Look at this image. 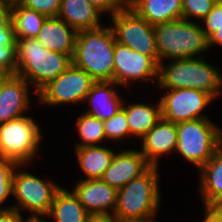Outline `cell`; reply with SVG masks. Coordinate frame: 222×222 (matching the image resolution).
<instances>
[{"mask_svg": "<svg viewBox=\"0 0 222 222\" xmlns=\"http://www.w3.org/2000/svg\"><path fill=\"white\" fill-rule=\"evenodd\" d=\"M17 73L37 93L72 63V57L46 49L36 38H16Z\"/></svg>", "mask_w": 222, "mask_h": 222, "instance_id": "6da1fadb", "label": "cell"}, {"mask_svg": "<svg viewBox=\"0 0 222 222\" xmlns=\"http://www.w3.org/2000/svg\"><path fill=\"white\" fill-rule=\"evenodd\" d=\"M196 22L181 18L154 26L159 63L169 59L203 57L201 54L210 50L202 23Z\"/></svg>", "mask_w": 222, "mask_h": 222, "instance_id": "277c9868", "label": "cell"}, {"mask_svg": "<svg viewBox=\"0 0 222 222\" xmlns=\"http://www.w3.org/2000/svg\"><path fill=\"white\" fill-rule=\"evenodd\" d=\"M162 90L167 91L160 99L162 118L173 123L209 118L202 112L215 98L207 92L186 88Z\"/></svg>", "mask_w": 222, "mask_h": 222, "instance_id": "8fae6325", "label": "cell"}, {"mask_svg": "<svg viewBox=\"0 0 222 222\" xmlns=\"http://www.w3.org/2000/svg\"><path fill=\"white\" fill-rule=\"evenodd\" d=\"M12 8L0 0V28L8 27L12 23Z\"/></svg>", "mask_w": 222, "mask_h": 222, "instance_id": "d590c367", "label": "cell"}, {"mask_svg": "<svg viewBox=\"0 0 222 222\" xmlns=\"http://www.w3.org/2000/svg\"><path fill=\"white\" fill-rule=\"evenodd\" d=\"M202 220H203L202 222H213L205 214H204V219Z\"/></svg>", "mask_w": 222, "mask_h": 222, "instance_id": "ee69618b", "label": "cell"}, {"mask_svg": "<svg viewBox=\"0 0 222 222\" xmlns=\"http://www.w3.org/2000/svg\"><path fill=\"white\" fill-rule=\"evenodd\" d=\"M12 74L0 69V90L2 89L3 84Z\"/></svg>", "mask_w": 222, "mask_h": 222, "instance_id": "60d3db41", "label": "cell"}, {"mask_svg": "<svg viewBox=\"0 0 222 222\" xmlns=\"http://www.w3.org/2000/svg\"><path fill=\"white\" fill-rule=\"evenodd\" d=\"M115 41L110 25L77 32L73 64L96 82L114 81Z\"/></svg>", "mask_w": 222, "mask_h": 222, "instance_id": "3957f363", "label": "cell"}, {"mask_svg": "<svg viewBox=\"0 0 222 222\" xmlns=\"http://www.w3.org/2000/svg\"><path fill=\"white\" fill-rule=\"evenodd\" d=\"M202 30L209 39L220 27H222V2H216L207 16L201 20Z\"/></svg>", "mask_w": 222, "mask_h": 222, "instance_id": "4dcf8cb0", "label": "cell"}, {"mask_svg": "<svg viewBox=\"0 0 222 222\" xmlns=\"http://www.w3.org/2000/svg\"><path fill=\"white\" fill-rule=\"evenodd\" d=\"M117 222H154V219H146V220H118Z\"/></svg>", "mask_w": 222, "mask_h": 222, "instance_id": "7bdbcfd3", "label": "cell"}, {"mask_svg": "<svg viewBox=\"0 0 222 222\" xmlns=\"http://www.w3.org/2000/svg\"><path fill=\"white\" fill-rule=\"evenodd\" d=\"M103 128L106 139L120 141L130 136L129 125L125 110L120 108L119 111L110 119L103 121Z\"/></svg>", "mask_w": 222, "mask_h": 222, "instance_id": "4316f807", "label": "cell"}, {"mask_svg": "<svg viewBox=\"0 0 222 222\" xmlns=\"http://www.w3.org/2000/svg\"><path fill=\"white\" fill-rule=\"evenodd\" d=\"M42 216H45V215L30 214L28 218L24 219L21 213V222H48Z\"/></svg>", "mask_w": 222, "mask_h": 222, "instance_id": "ab89813d", "label": "cell"}, {"mask_svg": "<svg viewBox=\"0 0 222 222\" xmlns=\"http://www.w3.org/2000/svg\"><path fill=\"white\" fill-rule=\"evenodd\" d=\"M141 140L140 152L152 166H159L161 156L176 152L177 123L161 118Z\"/></svg>", "mask_w": 222, "mask_h": 222, "instance_id": "9a60e30c", "label": "cell"}, {"mask_svg": "<svg viewBox=\"0 0 222 222\" xmlns=\"http://www.w3.org/2000/svg\"><path fill=\"white\" fill-rule=\"evenodd\" d=\"M27 164H17L12 174V195L16 204L12 209L30 214L48 215L56 192L61 188L51 179H41L23 171ZM19 168V169H18Z\"/></svg>", "mask_w": 222, "mask_h": 222, "instance_id": "ba28073f", "label": "cell"}, {"mask_svg": "<svg viewBox=\"0 0 222 222\" xmlns=\"http://www.w3.org/2000/svg\"><path fill=\"white\" fill-rule=\"evenodd\" d=\"M16 45H0V69L15 75L17 73Z\"/></svg>", "mask_w": 222, "mask_h": 222, "instance_id": "1f68e13d", "label": "cell"}, {"mask_svg": "<svg viewBox=\"0 0 222 222\" xmlns=\"http://www.w3.org/2000/svg\"><path fill=\"white\" fill-rule=\"evenodd\" d=\"M17 163L10 159L0 158V206L12 195V174ZM12 206L0 207L9 210Z\"/></svg>", "mask_w": 222, "mask_h": 222, "instance_id": "83f0119b", "label": "cell"}, {"mask_svg": "<svg viewBox=\"0 0 222 222\" xmlns=\"http://www.w3.org/2000/svg\"><path fill=\"white\" fill-rule=\"evenodd\" d=\"M16 6H25L47 17H57L61 0H21Z\"/></svg>", "mask_w": 222, "mask_h": 222, "instance_id": "f546056e", "label": "cell"}, {"mask_svg": "<svg viewBox=\"0 0 222 222\" xmlns=\"http://www.w3.org/2000/svg\"><path fill=\"white\" fill-rule=\"evenodd\" d=\"M204 214L213 222H222V199L205 203Z\"/></svg>", "mask_w": 222, "mask_h": 222, "instance_id": "836d02e7", "label": "cell"}, {"mask_svg": "<svg viewBox=\"0 0 222 222\" xmlns=\"http://www.w3.org/2000/svg\"><path fill=\"white\" fill-rule=\"evenodd\" d=\"M126 4L153 26L182 18V0H126Z\"/></svg>", "mask_w": 222, "mask_h": 222, "instance_id": "ffe728a7", "label": "cell"}, {"mask_svg": "<svg viewBox=\"0 0 222 222\" xmlns=\"http://www.w3.org/2000/svg\"><path fill=\"white\" fill-rule=\"evenodd\" d=\"M158 69L159 65L150 56L142 55L115 41L114 82L121 87L129 88L131 81L146 83L148 79L157 85Z\"/></svg>", "mask_w": 222, "mask_h": 222, "instance_id": "7c38bea8", "label": "cell"}, {"mask_svg": "<svg viewBox=\"0 0 222 222\" xmlns=\"http://www.w3.org/2000/svg\"><path fill=\"white\" fill-rule=\"evenodd\" d=\"M117 86L121 87L114 81L95 82L84 101L90 108L84 112L102 121L114 116L123 104L122 97L114 89Z\"/></svg>", "mask_w": 222, "mask_h": 222, "instance_id": "e0dca14e", "label": "cell"}, {"mask_svg": "<svg viewBox=\"0 0 222 222\" xmlns=\"http://www.w3.org/2000/svg\"><path fill=\"white\" fill-rule=\"evenodd\" d=\"M158 168L151 166L118 190L113 214L117 220L155 219L161 204Z\"/></svg>", "mask_w": 222, "mask_h": 222, "instance_id": "5b68a950", "label": "cell"}, {"mask_svg": "<svg viewBox=\"0 0 222 222\" xmlns=\"http://www.w3.org/2000/svg\"><path fill=\"white\" fill-rule=\"evenodd\" d=\"M76 127L78 136L82 141L76 143L75 147L98 146L99 143L101 144V142L107 140L104 133L103 121L90 114L83 112L82 116L78 117Z\"/></svg>", "mask_w": 222, "mask_h": 222, "instance_id": "484cf974", "label": "cell"}, {"mask_svg": "<svg viewBox=\"0 0 222 222\" xmlns=\"http://www.w3.org/2000/svg\"><path fill=\"white\" fill-rule=\"evenodd\" d=\"M30 88V84L16 74L6 80L0 90V124L25 115L30 108Z\"/></svg>", "mask_w": 222, "mask_h": 222, "instance_id": "2e32d148", "label": "cell"}, {"mask_svg": "<svg viewBox=\"0 0 222 222\" xmlns=\"http://www.w3.org/2000/svg\"><path fill=\"white\" fill-rule=\"evenodd\" d=\"M0 45H16L13 24L0 28Z\"/></svg>", "mask_w": 222, "mask_h": 222, "instance_id": "e575fe53", "label": "cell"}, {"mask_svg": "<svg viewBox=\"0 0 222 222\" xmlns=\"http://www.w3.org/2000/svg\"><path fill=\"white\" fill-rule=\"evenodd\" d=\"M170 61L159 63L157 85L161 89H196L214 98L221 94L222 74L204 56Z\"/></svg>", "mask_w": 222, "mask_h": 222, "instance_id": "7a4b0ae2", "label": "cell"}, {"mask_svg": "<svg viewBox=\"0 0 222 222\" xmlns=\"http://www.w3.org/2000/svg\"><path fill=\"white\" fill-rule=\"evenodd\" d=\"M96 81L83 69L73 63L57 78L50 81L38 93L39 103L57 106L78 104L85 101L92 85Z\"/></svg>", "mask_w": 222, "mask_h": 222, "instance_id": "30bf717a", "label": "cell"}, {"mask_svg": "<svg viewBox=\"0 0 222 222\" xmlns=\"http://www.w3.org/2000/svg\"><path fill=\"white\" fill-rule=\"evenodd\" d=\"M73 192L89 214H114L118 190L101 179L79 180Z\"/></svg>", "mask_w": 222, "mask_h": 222, "instance_id": "4fadbf2b", "label": "cell"}, {"mask_svg": "<svg viewBox=\"0 0 222 222\" xmlns=\"http://www.w3.org/2000/svg\"><path fill=\"white\" fill-rule=\"evenodd\" d=\"M83 179H100L110 166L115 155L113 149L105 146L74 147Z\"/></svg>", "mask_w": 222, "mask_h": 222, "instance_id": "7402d4cb", "label": "cell"}, {"mask_svg": "<svg viewBox=\"0 0 222 222\" xmlns=\"http://www.w3.org/2000/svg\"><path fill=\"white\" fill-rule=\"evenodd\" d=\"M177 155L200 170L221 148L222 128L208 118L177 123Z\"/></svg>", "mask_w": 222, "mask_h": 222, "instance_id": "8992f818", "label": "cell"}, {"mask_svg": "<svg viewBox=\"0 0 222 222\" xmlns=\"http://www.w3.org/2000/svg\"><path fill=\"white\" fill-rule=\"evenodd\" d=\"M213 45L222 46V27L209 38V48L211 49Z\"/></svg>", "mask_w": 222, "mask_h": 222, "instance_id": "f35d334b", "label": "cell"}, {"mask_svg": "<svg viewBox=\"0 0 222 222\" xmlns=\"http://www.w3.org/2000/svg\"><path fill=\"white\" fill-rule=\"evenodd\" d=\"M77 31L58 17H48L36 39L48 50L70 55L75 52Z\"/></svg>", "mask_w": 222, "mask_h": 222, "instance_id": "ac0fdd59", "label": "cell"}, {"mask_svg": "<svg viewBox=\"0 0 222 222\" xmlns=\"http://www.w3.org/2000/svg\"><path fill=\"white\" fill-rule=\"evenodd\" d=\"M48 17L25 6H13L12 24L16 38H36Z\"/></svg>", "mask_w": 222, "mask_h": 222, "instance_id": "d4e9b609", "label": "cell"}, {"mask_svg": "<svg viewBox=\"0 0 222 222\" xmlns=\"http://www.w3.org/2000/svg\"><path fill=\"white\" fill-rule=\"evenodd\" d=\"M118 220L109 214H90L86 222H117Z\"/></svg>", "mask_w": 222, "mask_h": 222, "instance_id": "74e56055", "label": "cell"}, {"mask_svg": "<svg viewBox=\"0 0 222 222\" xmlns=\"http://www.w3.org/2000/svg\"><path fill=\"white\" fill-rule=\"evenodd\" d=\"M90 214L72 191L61 187L55 194L48 215L55 222H86Z\"/></svg>", "mask_w": 222, "mask_h": 222, "instance_id": "603a6c76", "label": "cell"}, {"mask_svg": "<svg viewBox=\"0 0 222 222\" xmlns=\"http://www.w3.org/2000/svg\"><path fill=\"white\" fill-rule=\"evenodd\" d=\"M115 40L145 56H150L158 65L154 26L140 17L125 4L111 16Z\"/></svg>", "mask_w": 222, "mask_h": 222, "instance_id": "9c48e42d", "label": "cell"}, {"mask_svg": "<svg viewBox=\"0 0 222 222\" xmlns=\"http://www.w3.org/2000/svg\"><path fill=\"white\" fill-rule=\"evenodd\" d=\"M102 14L110 13V17L116 14L125 4L126 0H88Z\"/></svg>", "mask_w": 222, "mask_h": 222, "instance_id": "d6a6232c", "label": "cell"}, {"mask_svg": "<svg viewBox=\"0 0 222 222\" xmlns=\"http://www.w3.org/2000/svg\"><path fill=\"white\" fill-rule=\"evenodd\" d=\"M1 1L13 7L18 5L21 0H1Z\"/></svg>", "mask_w": 222, "mask_h": 222, "instance_id": "b9f144b4", "label": "cell"}, {"mask_svg": "<svg viewBox=\"0 0 222 222\" xmlns=\"http://www.w3.org/2000/svg\"><path fill=\"white\" fill-rule=\"evenodd\" d=\"M101 14L88 0H61L57 17L80 32L102 27Z\"/></svg>", "mask_w": 222, "mask_h": 222, "instance_id": "d6986e66", "label": "cell"}, {"mask_svg": "<svg viewBox=\"0 0 222 222\" xmlns=\"http://www.w3.org/2000/svg\"><path fill=\"white\" fill-rule=\"evenodd\" d=\"M215 3V0H182V18L189 21L197 18L201 21L212 10Z\"/></svg>", "mask_w": 222, "mask_h": 222, "instance_id": "f1b7e54d", "label": "cell"}, {"mask_svg": "<svg viewBox=\"0 0 222 222\" xmlns=\"http://www.w3.org/2000/svg\"><path fill=\"white\" fill-rule=\"evenodd\" d=\"M0 222H21V213L15 209L0 210Z\"/></svg>", "mask_w": 222, "mask_h": 222, "instance_id": "8d00e7d4", "label": "cell"}, {"mask_svg": "<svg viewBox=\"0 0 222 222\" xmlns=\"http://www.w3.org/2000/svg\"><path fill=\"white\" fill-rule=\"evenodd\" d=\"M151 166L140 151L122 150L115 152L110 166L100 179L119 190L132 179L140 177Z\"/></svg>", "mask_w": 222, "mask_h": 222, "instance_id": "5bb4252c", "label": "cell"}, {"mask_svg": "<svg viewBox=\"0 0 222 222\" xmlns=\"http://www.w3.org/2000/svg\"><path fill=\"white\" fill-rule=\"evenodd\" d=\"M39 125L27 115L0 124V158L17 164L31 163L40 151Z\"/></svg>", "mask_w": 222, "mask_h": 222, "instance_id": "52a82bcc", "label": "cell"}, {"mask_svg": "<svg viewBox=\"0 0 222 222\" xmlns=\"http://www.w3.org/2000/svg\"><path fill=\"white\" fill-rule=\"evenodd\" d=\"M199 171L203 205L222 199V148Z\"/></svg>", "mask_w": 222, "mask_h": 222, "instance_id": "cb8c5ba5", "label": "cell"}, {"mask_svg": "<svg viewBox=\"0 0 222 222\" xmlns=\"http://www.w3.org/2000/svg\"><path fill=\"white\" fill-rule=\"evenodd\" d=\"M155 105L139 102L127 104L123 101L122 108L126 113L130 136L138 137L140 140L162 118L160 100Z\"/></svg>", "mask_w": 222, "mask_h": 222, "instance_id": "44dd1931", "label": "cell"}]
</instances>
